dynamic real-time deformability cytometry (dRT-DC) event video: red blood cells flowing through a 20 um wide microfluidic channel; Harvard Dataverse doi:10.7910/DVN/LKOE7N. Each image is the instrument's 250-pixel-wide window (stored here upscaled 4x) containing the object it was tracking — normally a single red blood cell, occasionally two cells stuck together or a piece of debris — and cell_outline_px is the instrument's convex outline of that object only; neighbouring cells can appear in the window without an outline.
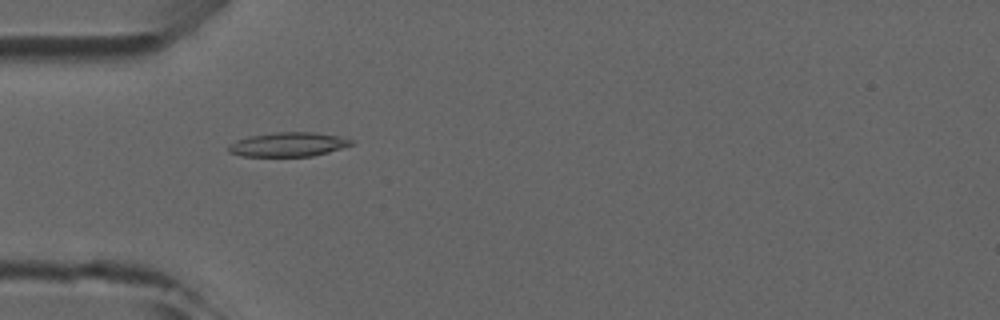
{"species": "common noctule bat (a hibernating species)", "species_latin": "Nyctalus noctula", "temperature_condition": "room temperature", "stored_images_in_passage": 4, "camera_frame_rate_fps": 3000, "um_per_image_px": 0.085, "animal": {"sex": "male", "forearm_length_mm": 52.5}, "frame": {"image": 1, "passage_image": 2, "time_ms": 1.0, "image_size_px": [1000, 320], "cell_outline_px": [[352, 144], [328, 152], [312, 156], [240, 156], [228, 152], [228, 148], [236, 140], [252, 136], [276, 132], [316, 132], [340, 136], [352, 140]], "centroid_in_image_um": [24.5, 12.28], "position_along_channel_um": 60.5, "area_um2": 17.11}}
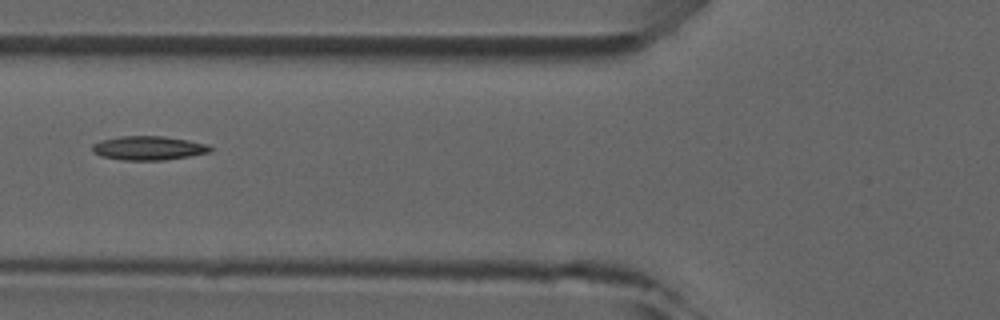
{"frame": {"image": 2, "passage_image": 3, "time_ms": 2.333, "image_size_px": [1000, 320], "cell_outline_px": [[212, 152], [164, 160], [124, 160], [100, 156], [92, 152], [92, 144], [100, 140], [120, 136], [164, 136], [188, 140], [208, 144], [212, 148]], "centroid_in_image_um": [12.61, 12.58], "position_along_channel_um": 113.2, "area_um2": 16.59}}
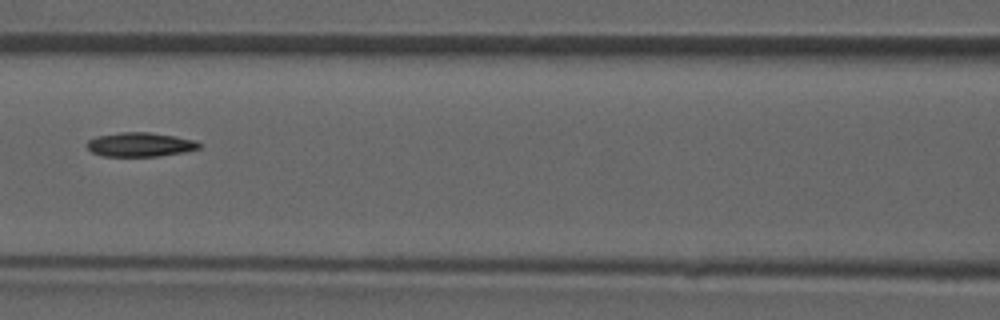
{"frame": {"image": 3, "passage_image": 4, "time_ms": 3.333, "image_size_px": [1000, 320], "cell_outline_px": [[204, 144], [200, 148], [184, 152], [160, 156], [104, 156], [92, 152], [84, 144], [88, 140], [96, 136], [120, 132], [148, 132], [196, 140]], "centroid_in_image_um": [11.91, 12.29], "position_along_channel_um": 154.7, "area_um2": 15.9}}